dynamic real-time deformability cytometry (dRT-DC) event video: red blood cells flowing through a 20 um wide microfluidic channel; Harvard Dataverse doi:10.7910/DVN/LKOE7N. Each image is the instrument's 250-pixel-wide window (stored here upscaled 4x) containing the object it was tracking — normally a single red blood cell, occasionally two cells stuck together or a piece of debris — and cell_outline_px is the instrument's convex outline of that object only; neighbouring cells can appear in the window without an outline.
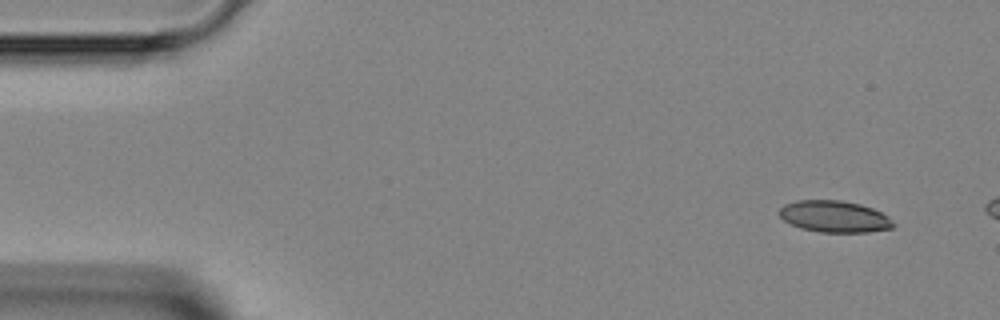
{"species": "Egyptian fruit bat (a non-hibernating species)", "species_latin": "Rousettus aegyptiacus", "temperature_condition": "room temperature", "stored_images_in_passage": 3, "camera_frame_rate_fps": 3000, "um_per_image_px": 0.085, "animal": {"sex": "female"}, "frame": {"image": 1, "passage_image": 1, "time_ms": 0.0, "image_size_px": [1000, 320], "cell_outline_px": [[896, 224], [892, 228], [868, 232], [820, 232], [800, 228], [784, 220], [780, 216], [780, 208], [784, 204], [796, 200], [840, 200], [860, 204], [872, 208], [888, 216]], "centroid_in_image_um": [70.93, 18.4], "position_along_channel_um": 14.1, "area_um2": 20.98}}